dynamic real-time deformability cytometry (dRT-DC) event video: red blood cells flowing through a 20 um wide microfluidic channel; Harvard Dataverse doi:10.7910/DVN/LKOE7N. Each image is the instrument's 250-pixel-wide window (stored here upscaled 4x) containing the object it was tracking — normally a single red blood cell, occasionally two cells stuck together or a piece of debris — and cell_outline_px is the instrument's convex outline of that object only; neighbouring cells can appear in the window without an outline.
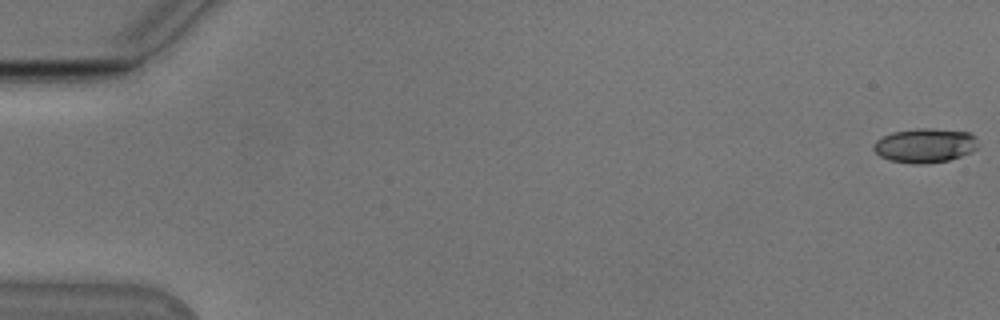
{"species": "Egyptian fruit bat (a non-hibernating species)", "species_latin": "Rousettus aegyptiacus", "temperature_condition": "cold", "stored_images_in_passage": 54, "camera_frame_rate_fps": 3000, "um_per_image_px": 0.085, "animal": {"sex": "male"}, "frame": {"image": 1, "passage_image": 1, "time_ms": 0.0, "image_size_px": [1000, 320], "cell_outline_px": [[976, 148], [972, 152], [948, 160], [920, 164], [888, 160], [880, 156], [872, 148], [872, 144], [876, 140], [892, 132], [916, 128], [932, 128], [968, 132], [976, 136]], "centroid_in_image_um": [78.6, 12.35], "position_along_channel_um": 6.4, "area_um2": 20.81}}
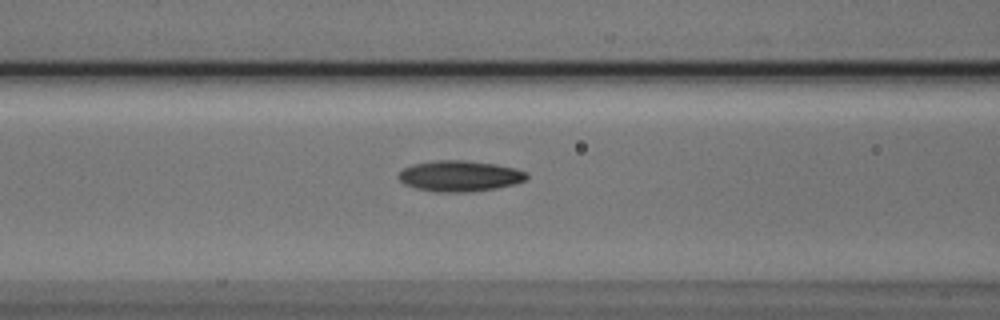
{"frame": {"image": 2, "passage_image": 23, "time_ms": 7.333, "image_size_px": [1000, 320], "cell_outline_px": [[528, 176], [524, 180], [512, 184], [496, 188], [468, 192], [436, 192], [416, 188], [404, 184], [396, 176], [404, 168], [412, 164], [436, 160], [464, 160], [496, 164], [516, 168], [528, 172]], "centroid_in_image_um": [39.06, 14.95], "position_along_channel_um": 127.5, "area_um2": 23.06}}
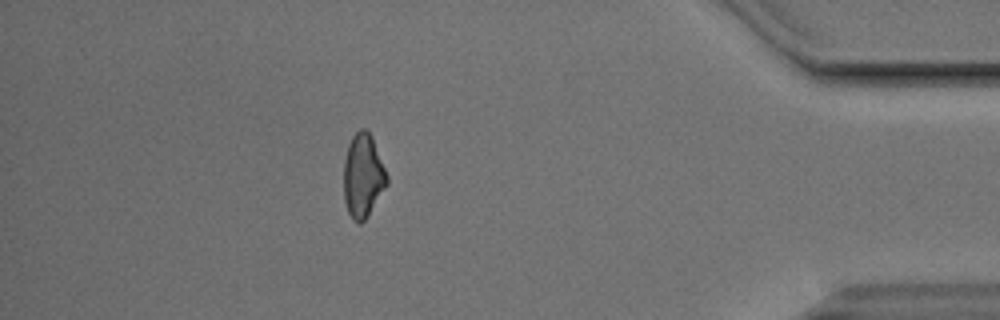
{"frame": {"image": 3, "passage_image": 48, "time_ms": 15.667, "image_size_px": [1000, 320], "cell_outline_px": [[388, 184], [368, 216], [360, 224], [352, 220], [348, 212], [344, 200], [344, 160], [348, 144], [352, 136], [360, 128], [364, 128], [372, 136], [388, 176]], "centroid_in_image_um": [30.86, 14.95], "position_along_channel_um": 404.3, "area_um2": 21.21}, "authors_computed_cell_mechanics": {"area_um2": 21.2126, "velocity_mm_per_s": 3.8498, "shape_relaxation_time_tau1_ms": 5.3237, "shape_relaxation_time_tau2_ms": 4.6637, "deformation_change_tau1": 0.1565, "deformation_change_tau2": 0.1253}}